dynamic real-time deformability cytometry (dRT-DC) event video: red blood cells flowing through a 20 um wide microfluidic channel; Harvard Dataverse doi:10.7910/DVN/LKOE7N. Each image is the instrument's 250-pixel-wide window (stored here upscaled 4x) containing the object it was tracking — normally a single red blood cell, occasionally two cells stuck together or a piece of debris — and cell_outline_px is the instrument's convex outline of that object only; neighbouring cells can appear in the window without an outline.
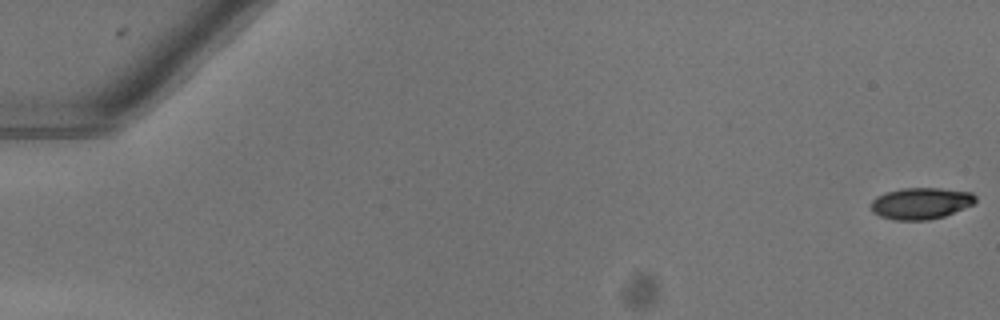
{"species": "common noctule bat (a hibernating species)", "species_latin": "Nyctalus noctula", "temperature_condition": "warm", "stored_images_in_passage": 52, "camera_frame_rate_fps": 3000, "um_per_image_px": 0.085, "animal": {"sex": "female"}, "frame": {"image": 1, "passage_image": 1, "time_ms": 0.0, "image_size_px": [1000, 320], "cell_outline_px": [[976, 200], [972, 204], [944, 216], [928, 220], [892, 220], [880, 216], [872, 212], [872, 200], [876, 196], [884, 192], [900, 188], [940, 188], [972, 192], [976, 196]], "centroid_in_image_um": [78.24, 17.27], "position_along_channel_um": 6.8, "area_um2": 19.25}}
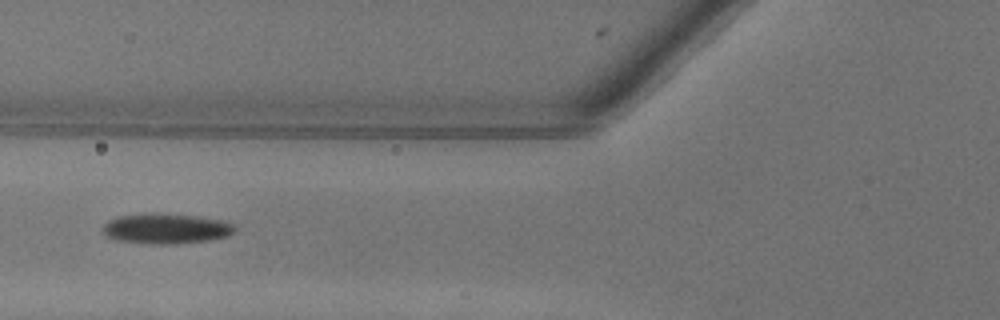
{"frame": {"image": 2, "passage_image": 22, "time_ms": 7.0, "image_size_px": [1000, 320], "cell_outline_px": [[236, 228], [228, 236], [208, 240], [176, 244], [148, 244], [116, 240], [104, 236], [104, 224], [108, 220], [120, 216], [196, 216], [220, 220], [232, 224]], "centroid_in_image_um": [14.11, 19.49], "position_along_channel_um": 111.7, "area_um2": 22.2}}
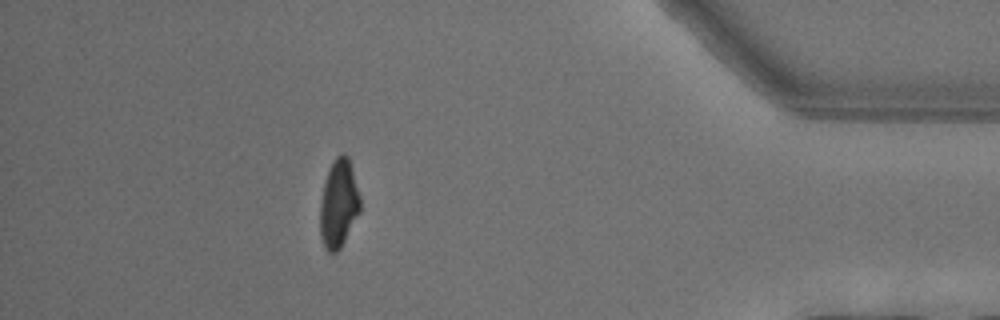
{"frame": {"image": 3, "passage_image": 47, "time_ms": 15.333, "image_size_px": [1000, 320], "cell_outline_px": [[360, 212], [340, 248], [336, 252], [328, 252], [324, 248], [320, 236], [320, 204], [324, 180], [336, 156], [344, 152], [348, 156], [360, 196]], "centroid_in_image_um": [28.78, 17.32], "position_along_channel_um": 406.4, "area_um2": 20.52}, "authors_computed_cell_mechanics": {"area_um2": 21.6172, "velocity_mm_per_s": 4.0715, "shape_relaxation_time_tau1_ms": 4.2584, "shape_relaxation_time_tau2_ms": null, "deformation_change_tau1": 0.1536, "deformation_change_tau2": null}}